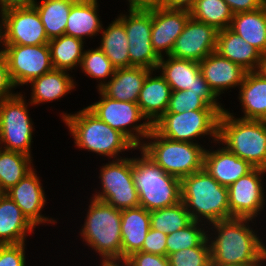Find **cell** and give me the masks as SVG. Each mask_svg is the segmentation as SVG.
<instances>
[{
	"label": "cell",
	"instance_id": "1f68e13d",
	"mask_svg": "<svg viewBox=\"0 0 266 266\" xmlns=\"http://www.w3.org/2000/svg\"><path fill=\"white\" fill-rule=\"evenodd\" d=\"M77 0H32L49 39L65 34L67 19L72 5ZM38 2V3H37Z\"/></svg>",
	"mask_w": 266,
	"mask_h": 266
},
{
	"label": "cell",
	"instance_id": "cb8c5ba5",
	"mask_svg": "<svg viewBox=\"0 0 266 266\" xmlns=\"http://www.w3.org/2000/svg\"><path fill=\"white\" fill-rule=\"evenodd\" d=\"M150 227V212L143 207L121 210V258L142 249Z\"/></svg>",
	"mask_w": 266,
	"mask_h": 266
},
{
	"label": "cell",
	"instance_id": "f1b7e54d",
	"mask_svg": "<svg viewBox=\"0 0 266 266\" xmlns=\"http://www.w3.org/2000/svg\"><path fill=\"white\" fill-rule=\"evenodd\" d=\"M69 72L64 70L53 69L52 71L41 75L32 80L31 85V101L29 105H40L44 102H52L59 100L64 95L71 93L76 83Z\"/></svg>",
	"mask_w": 266,
	"mask_h": 266
},
{
	"label": "cell",
	"instance_id": "3957f363",
	"mask_svg": "<svg viewBox=\"0 0 266 266\" xmlns=\"http://www.w3.org/2000/svg\"><path fill=\"white\" fill-rule=\"evenodd\" d=\"M181 201L192 221H204L210 226L211 223L229 219L228 189L204 168L181 179Z\"/></svg>",
	"mask_w": 266,
	"mask_h": 266
},
{
	"label": "cell",
	"instance_id": "f907efd6",
	"mask_svg": "<svg viewBox=\"0 0 266 266\" xmlns=\"http://www.w3.org/2000/svg\"><path fill=\"white\" fill-rule=\"evenodd\" d=\"M0 43L5 46V34H4V19L0 10ZM4 53V49H0V54Z\"/></svg>",
	"mask_w": 266,
	"mask_h": 266
},
{
	"label": "cell",
	"instance_id": "8d00e7d4",
	"mask_svg": "<svg viewBox=\"0 0 266 266\" xmlns=\"http://www.w3.org/2000/svg\"><path fill=\"white\" fill-rule=\"evenodd\" d=\"M201 223L202 222L192 221L185 228L167 235V256L169 254L178 252L179 250L188 249L200 245L208 237V230H211L209 227L205 229V223Z\"/></svg>",
	"mask_w": 266,
	"mask_h": 266
},
{
	"label": "cell",
	"instance_id": "603a6c76",
	"mask_svg": "<svg viewBox=\"0 0 266 266\" xmlns=\"http://www.w3.org/2000/svg\"><path fill=\"white\" fill-rule=\"evenodd\" d=\"M151 71L145 67L135 66L117 68L114 75L99 90L114 100L137 103L146 76Z\"/></svg>",
	"mask_w": 266,
	"mask_h": 266
},
{
	"label": "cell",
	"instance_id": "9c48e42d",
	"mask_svg": "<svg viewBox=\"0 0 266 266\" xmlns=\"http://www.w3.org/2000/svg\"><path fill=\"white\" fill-rule=\"evenodd\" d=\"M100 100L87 108L112 129L124 134L138 149L152 129L137 103L106 97L99 89ZM141 120H145L141 123ZM137 122H140L138 124ZM138 124V125H137Z\"/></svg>",
	"mask_w": 266,
	"mask_h": 266
},
{
	"label": "cell",
	"instance_id": "681fc988",
	"mask_svg": "<svg viewBox=\"0 0 266 266\" xmlns=\"http://www.w3.org/2000/svg\"><path fill=\"white\" fill-rule=\"evenodd\" d=\"M32 0H0V9L11 5L30 4Z\"/></svg>",
	"mask_w": 266,
	"mask_h": 266
},
{
	"label": "cell",
	"instance_id": "4fadbf2b",
	"mask_svg": "<svg viewBox=\"0 0 266 266\" xmlns=\"http://www.w3.org/2000/svg\"><path fill=\"white\" fill-rule=\"evenodd\" d=\"M4 19L5 45H42L49 38L36 8L30 4L0 9Z\"/></svg>",
	"mask_w": 266,
	"mask_h": 266
},
{
	"label": "cell",
	"instance_id": "60d3db41",
	"mask_svg": "<svg viewBox=\"0 0 266 266\" xmlns=\"http://www.w3.org/2000/svg\"><path fill=\"white\" fill-rule=\"evenodd\" d=\"M25 243L0 245V266H26Z\"/></svg>",
	"mask_w": 266,
	"mask_h": 266
},
{
	"label": "cell",
	"instance_id": "8fae6325",
	"mask_svg": "<svg viewBox=\"0 0 266 266\" xmlns=\"http://www.w3.org/2000/svg\"><path fill=\"white\" fill-rule=\"evenodd\" d=\"M23 94H16L0 103V143L3 149L31 156L33 121Z\"/></svg>",
	"mask_w": 266,
	"mask_h": 266
},
{
	"label": "cell",
	"instance_id": "4dcf8cb0",
	"mask_svg": "<svg viewBox=\"0 0 266 266\" xmlns=\"http://www.w3.org/2000/svg\"><path fill=\"white\" fill-rule=\"evenodd\" d=\"M101 44L99 48L117 68H130L128 39L124 24L115 18L108 27H102Z\"/></svg>",
	"mask_w": 266,
	"mask_h": 266
},
{
	"label": "cell",
	"instance_id": "d6986e66",
	"mask_svg": "<svg viewBox=\"0 0 266 266\" xmlns=\"http://www.w3.org/2000/svg\"><path fill=\"white\" fill-rule=\"evenodd\" d=\"M35 170L33 169L19 183L6 191L5 194L16 203L22 213L35 227L42 223H57L53 218L50 219L49 216L46 217L41 214L47 199L42 187L43 185Z\"/></svg>",
	"mask_w": 266,
	"mask_h": 266
},
{
	"label": "cell",
	"instance_id": "836d02e7",
	"mask_svg": "<svg viewBox=\"0 0 266 266\" xmlns=\"http://www.w3.org/2000/svg\"><path fill=\"white\" fill-rule=\"evenodd\" d=\"M32 156L2 149L0 152V191L5 193L34 168Z\"/></svg>",
	"mask_w": 266,
	"mask_h": 266
},
{
	"label": "cell",
	"instance_id": "bcb514c9",
	"mask_svg": "<svg viewBox=\"0 0 266 266\" xmlns=\"http://www.w3.org/2000/svg\"><path fill=\"white\" fill-rule=\"evenodd\" d=\"M196 0H155V4L167 9L190 10Z\"/></svg>",
	"mask_w": 266,
	"mask_h": 266
},
{
	"label": "cell",
	"instance_id": "5bb4252c",
	"mask_svg": "<svg viewBox=\"0 0 266 266\" xmlns=\"http://www.w3.org/2000/svg\"><path fill=\"white\" fill-rule=\"evenodd\" d=\"M9 72L14 85H28L32 80L52 71L49 44L5 45Z\"/></svg>",
	"mask_w": 266,
	"mask_h": 266
},
{
	"label": "cell",
	"instance_id": "5b68a950",
	"mask_svg": "<svg viewBox=\"0 0 266 266\" xmlns=\"http://www.w3.org/2000/svg\"><path fill=\"white\" fill-rule=\"evenodd\" d=\"M141 158L133 157V178L140 206L147 211L181 202V180L163 171L140 148Z\"/></svg>",
	"mask_w": 266,
	"mask_h": 266
},
{
	"label": "cell",
	"instance_id": "30bf717a",
	"mask_svg": "<svg viewBox=\"0 0 266 266\" xmlns=\"http://www.w3.org/2000/svg\"><path fill=\"white\" fill-rule=\"evenodd\" d=\"M101 188L92 198L105 202L118 210L140 206L133 178V157L112 160L100 167Z\"/></svg>",
	"mask_w": 266,
	"mask_h": 266
},
{
	"label": "cell",
	"instance_id": "d4e9b609",
	"mask_svg": "<svg viewBox=\"0 0 266 266\" xmlns=\"http://www.w3.org/2000/svg\"><path fill=\"white\" fill-rule=\"evenodd\" d=\"M36 227L5 193L0 195V245L25 243Z\"/></svg>",
	"mask_w": 266,
	"mask_h": 266
},
{
	"label": "cell",
	"instance_id": "74e56055",
	"mask_svg": "<svg viewBox=\"0 0 266 266\" xmlns=\"http://www.w3.org/2000/svg\"><path fill=\"white\" fill-rule=\"evenodd\" d=\"M80 67L88 77L99 79L98 89L107 82L108 77L114 75L116 69L99 47L84 51Z\"/></svg>",
	"mask_w": 266,
	"mask_h": 266
},
{
	"label": "cell",
	"instance_id": "ac0fdd59",
	"mask_svg": "<svg viewBox=\"0 0 266 266\" xmlns=\"http://www.w3.org/2000/svg\"><path fill=\"white\" fill-rule=\"evenodd\" d=\"M190 17L188 10L167 9L156 4L152 5L151 43L153 50L160 58L164 54L170 55L177 37L183 32Z\"/></svg>",
	"mask_w": 266,
	"mask_h": 266
},
{
	"label": "cell",
	"instance_id": "f35d334b",
	"mask_svg": "<svg viewBox=\"0 0 266 266\" xmlns=\"http://www.w3.org/2000/svg\"><path fill=\"white\" fill-rule=\"evenodd\" d=\"M200 109H215L222 113L203 93L190 90L172 91L166 112L183 113Z\"/></svg>",
	"mask_w": 266,
	"mask_h": 266
},
{
	"label": "cell",
	"instance_id": "52a82bcc",
	"mask_svg": "<svg viewBox=\"0 0 266 266\" xmlns=\"http://www.w3.org/2000/svg\"><path fill=\"white\" fill-rule=\"evenodd\" d=\"M80 230L83 242L96 251L101 260L121 258V210L91 198Z\"/></svg>",
	"mask_w": 266,
	"mask_h": 266
},
{
	"label": "cell",
	"instance_id": "7402d4cb",
	"mask_svg": "<svg viewBox=\"0 0 266 266\" xmlns=\"http://www.w3.org/2000/svg\"><path fill=\"white\" fill-rule=\"evenodd\" d=\"M215 52L240 65L247 72L260 69L262 54L230 28L218 31Z\"/></svg>",
	"mask_w": 266,
	"mask_h": 266
},
{
	"label": "cell",
	"instance_id": "816d5d0a",
	"mask_svg": "<svg viewBox=\"0 0 266 266\" xmlns=\"http://www.w3.org/2000/svg\"><path fill=\"white\" fill-rule=\"evenodd\" d=\"M259 71L266 77V54L262 55L261 66Z\"/></svg>",
	"mask_w": 266,
	"mask_h": 266
},
{
	"label": "cell",
	"instance_id": "d590c367",
	"mask_svg": "<svg viewBox=\"0 0 266 266\" xmlns=\"http://www.w3.org/2000/svg\"><path fill=\"white\" fill-rule=\"evenodd\" d=\"M151 228L167 235L185 228L192 219L181 201L173 206L150 211Z\"/></svg>",
	"mask_w": 266,
	"mask_h": 266
},
{
	"label": "cell",
	"instance_id": "ffe728a7",
	"mask_svg": "<svg viewBox=\"0 0 266 266\" xmlns=\"http://www.w3.org/2000/svg\"><path fill=\"white\" fill-rule=\"evenodd\" d=\"M199 68L201 75L217 97L231 87H240L247 72L240 65L215 51L199 62Z\"/></svg>",
	"mask_w": 266,
	"mask_h": 266
},
{
	"label": "cell",
	"instance_id": "ee69618b",
	"mask_svg": "<svg viewBox=\"0 0 266 266\" xmlns=\"http://www.w3.org/2000/svg\"><path fill=\"white\" fill-rule=\"evenodd\" d=\"M127 258L133 266H170L168 256L142 251L134 252Z\"/></svg>",
	"mask_w": 266,
	"mask_h": 266
},
{
	"label": "cell",
	"instance_id": "f5cc1de1",
	"mask_svg": "<svg viewBox=\"0 0 266 266\" xmlns=\"http://www.w3.org/2000/svg\"><path fill=\"white\" fill-rule=\"evenodd\" d=\"M208 266H243V265H232V264H219L213 262L212 260L209 262Z\"/></svg>",
	"mask_w": 266,
	"mask_h": 266
},
{
	"label": "cell",
	"instance_id": "db71d44e",
	"mask_svg": "<svg viewBox=\"0 0 266 266\" xmlns=\"http://www.w3.org/2000/svg\"><path fill=\"white\" fill-rule=\"evenodd\" d=\"M2 149H3V147H2V145H1V143H0V152L2 151Z\"/></svg>",
	"mask_w": 266,
	"mask_h": 266
},
{
	"label": "cell",
	"instance_id": "e0dca14e",
	"mask_svg": "<svg viewBox=\"0 0 266 266\" xmlns=\"http://www.w3.org/2000/svg\"><path fill=\"white\" fill-rule=\"evenodd\" d=\"M217 34L214 27L190 17L169 56L201 62L216 50Z\"/></svg>",
	"mask_w": 266,
	"mask_h": 266
},
{
	"label": "cell",
	"instance_id": "277c9868",
	"mask_svg": "<svg viewBox=\"0 0 266 266\" xmlns=\"http://www.w3.org/2000/svg\"><path fill=\"white\" fill-rule=\"evenodd\" d=\"M218 143L254 168L266 170V121L235 118L225 110L219 116Z\"/></svg>",
	"mask_w": 266,
	"mask_h": 266
},
{
	"label": "cell",
	"instance_id": "7bdbcfd3",
	"mask_svg": "<svg viewBox=\"0 0 266 266\" xmlns=\"http://www.w3.org/2000/svg\"><path fill=\"white\" fill-rule=\"evenodd\" d=\"M14 88L16 89V86L11 79L6 56L2 53L0 54V103L16 94L12 92Z\"/></svg>",
	"mask_w": 266,
	"mask_h": 266
},
{
	"label": "cell",
	"instance_id": "b9f144b4",
	"mask_svg": "<svg viewBox=\"0 0 266 266\" xmlns=\"http://www.w3.org/2000/svg\"><path fill=\"white\" fill-rule=\"evenodd\" d=\"M166 239V233L157 231L150 227L140 251L167 256Z\"/></svg>",
	"mask_w": 266,
	"mask_h": 266
},
{
	"label": "cell",
	"instance_id": "7a4b0ae2",
	"mask_svg": "<svg viewBox=\"0 0 266 266\" xmlns=\"http://www.w3.org/2000/svg\"><path fill=\"white\" fill-rule=\"evenodd\" d=\"M62 120L68 126L76 147L81 150L117 160L124 158L118 155L120 152L138 149L124 134L112 129L87 107L75 114L63 113Z\"/></svg>",
	"mask_w": 266,
	"mask_h": 266
},
{
	"label": "cell",
	"instance_id": "ab89813d",
	"mask_svg": "<svg viewBox=\"0 0 266 266\" xmlns=\"http://www.w3.org/2000/svg\"><path fill=\"white\" fill-rule=\"evenodd\" d=\"M170 266H208L211 248L208 237L198 246L168 255Z\"/></svg>",
	"mask_w": 266,
	"mask_h": 266
},
{
	"label": "cell",
	"instance_id": "6da1fadb",
	"mask_svg": "<svg viewBox=\"0 0 266 266\" xmlns=\"http://www.w3.org/2000/svg\"><path fill=\"white\" fill-rule=\"evenodd\" d=\"M253 220L232 217L211 223V231H214L211 232L212 237L208 231L211 260L219 264L263 265L266 262V246L250 227L249 222Z\"/></svg>",
	"mask_w": 266,
	"mask_h": 266
},
{
	"label": "cell",
	"instance_id": "d6a6232c",
	"mask_svg": "<svg viewBox=\"0 0 266 266\" xmlns=\"http://www.w3.org/2000/svg\"><path fill=\"white\" fill-rule=\"evenodd\" d=\"M84 42L78 38L62 35L49 40L51 62L54 69L70 71L80 67L84 54Z\"/></svg>",
	"mask_w": 266,
	"mask_h": 266
},
{
	"label": "cell",
	"instance_id": "484cf974",
	"mask_svg": "<svg viewBox=\"0 0 266 266\" xmlns=\"http://www.w3.org/2000/svg\"><path fill=\"white\" fill-rule=\"evenodd\" d=\"M151 71L140 90L137 104L142 114L153 124L167 110L172 89L161 76H152Z\"/></svg>",
	"mask_w": 266,
	"mask_h": 266
},
{
	"label": "cell",
	"instance_id": "4316f807",
	"mask_svg": "<svg viewBox=\"0 0 266 266\" xmlns=\"http://www.w3.org/2000/svg\"><path fill=\"white\" fill-rule=\"evenodd\" d=\"M239 91L240 119L266 121V77L260 71L246 72Z\"/></svg>",
	"mask_w": 266,
	"mask_h": 266
},
{
	"label": "cell",
	"instance_id": "8992f818",
	"mask_svg": "<svg viewBox=\"0 0 266 266\" xmlns=\"http://www.w3.org/2000/svg\"><path fill=\"white\" fill-rule=\"evenodd\" d=\"M145 139L148 140L140 149L167 174L181 180L203 169L206 148L202 144L174 141L160 136L153 128Z\"/></svg>",
	"mask_w": 266,
	"mask_h": 266
},
{
	"label": "cell",
	"instance_id": "f6af8a7d",
	"mask_svg": "<svg viewBox=\"0 0 266 266\" xmlns=\"http://www.w3.org/2000/svg\"><path fill=\"white\" fill-rule=\"evenodd\" d=\"M233 14L251 12L260 9L266 4V0H224Z\"/></svg>",
	"mask_w": 266,
	"mask_h": 266
},
{
	"label": "cell",
	"instance_id": "7c38bea8",
	"mask_svg": "<svg viewBox=\"0 0 266 266\" xmlns=\"http://www.w3.org/2000/svg\"><path fill=\"white\" fill-rule=\"evenodd\" d=\"M129 14L117 18L124 24L128 39L130 67H145L155 71L160 57L151 43L152 6L147 9H129Z\"/></svg>",
	"mask_w": 266,
	"mask_h": 266
},
{
	"label": "cell",
	"instance_id": "2e32d148",
	"mask_svg": "<svg viewBox=\"0 0 266 266\" xmlns=\"http://www.w3.org/2000/svg\"><path fill=\"white\" fill-rule=\"evenodd\" d=\"M160 58L156 70L170 85L172 91L190 90L203 93L221 112L226 109L217 101L219 98L210 89L208 83L200 73L199 62L174 58L171 56Z\"/></svg>",
	"mask_w": 266,
	"mask_h": 266
},
{
	"label": "cell",
	"instance_id": "e575fe53",
	"mask_svg": "<svg viewBox=\"0 0 266 266\" xmlns=\"http://www.w3.org/2000/svg\"><path fill=\"white\" fill-rule=\"evenodd\" d=\"M190 16L214 27L217 31L230 28L233 13L224 0H196L189 10Z\"/></svg>",
	"mask_w": 266,
	"mask_h": 266
},
{
	"label": "cell",
	"instance_id": "83f0119b",
	"mask_svg": "<svg viewBox=\"0 0 266 266\" xmlns=\"http://www.w3.org/2000/svg\"><path fill=\"white\" fill-rule=\"evenodd\" d=\"M98 0H77L71 7L65 35L82 41L88 36L93 38L102 31V21L98 15Z\"/></svg>",
	"mask_w": 266,
	"mask_h": 266
},
{
	"label": "cell",
	"instance_id": "9a60e30c",
	"mask_svg": "<svg viewBox=\"0 0 266 266\" xmlns=\"http://www.w3.org/2000/svg\"><path fill=\"white\" fill-rule=\"evenodd\" d=\"M265 169L253 168L249 173L231 184L228 189L229 218L256 219L264 210L265 193L263 175ZM262 176V177H261Z\"/></svg>",
	"mask_w": 266,
	"mask_h": 266
},
{
	"label": "cell",
	"instance_id": "f546056e",
	"mask_svg": "<svg viewBox=\"0 0 266 266\" xmlns=\"http://www.w3.org/2000/svg\"><path fill=\"white\" fill-rule=\"evenodd\" d=\"M230 29L266 54V4L258 10L233 14Z\"/></svg>",
	"mask_w": 266,
	"mask_h": 266
},
{
	"label": "cell",
	"instance_id": "c3c4849f",
	"mask_svg": "<svg viewBox=\"0 0 266 266\" xmlns=\"http://www.w3.org/2000/svg\"><path fill=\"white\" fill-rule=\"evenodd\" d=\"M100 266H133V264L128 258H115L102 260Z\"/></svg>",
	"mask_w": 266,
	"mask_h": 266
},
{
	"label": "cell",
	"instance_id": "7dc6e473",
	"mask_svg": "<svg viewBox=\"0 0 266 266\" xmlns=\"http://www.w3.org/2000/svg\"><path fill=\"white\" fill-rule=\"evenodd\" d=\"M129 3L128 9H147L155 4V0H127Z\"/></svg>",
	"mask_w": 266,
	"mask_h": 266
},
{
	"label": "cell",
	"instance_id": "44dd1931",
	"mask_svg": "<svg viewBox=\"0 0 266 266\" xmlns=\"http://www.w3.org/2000/svg\"><path fill=\"white\" fill-rule=\"evenodd\" d=\"M205 150L203 168L220 185L229 187L254 167L225 147Z\"/></svg>",
	"mask_w": 266,
	"mask_h": 266
},
{
	"label": "cell",
	"instance_id": "ba28073f",
	"mask_svg": "<svg viewBox=\"0 0 266 266\" xmlns=\"http://www.w3.org/2000/svg\"><path fill=\"white\" fill-rule=\"evenodd\" d=\"M219 116L215 109L165 112L152 124V128L160 136L174 141L197 143L196 138L209 135L213 142L218 143Z\"/></svg>",
	"mask_w": 266,
	"mask_h": 266
}]
</instances>
